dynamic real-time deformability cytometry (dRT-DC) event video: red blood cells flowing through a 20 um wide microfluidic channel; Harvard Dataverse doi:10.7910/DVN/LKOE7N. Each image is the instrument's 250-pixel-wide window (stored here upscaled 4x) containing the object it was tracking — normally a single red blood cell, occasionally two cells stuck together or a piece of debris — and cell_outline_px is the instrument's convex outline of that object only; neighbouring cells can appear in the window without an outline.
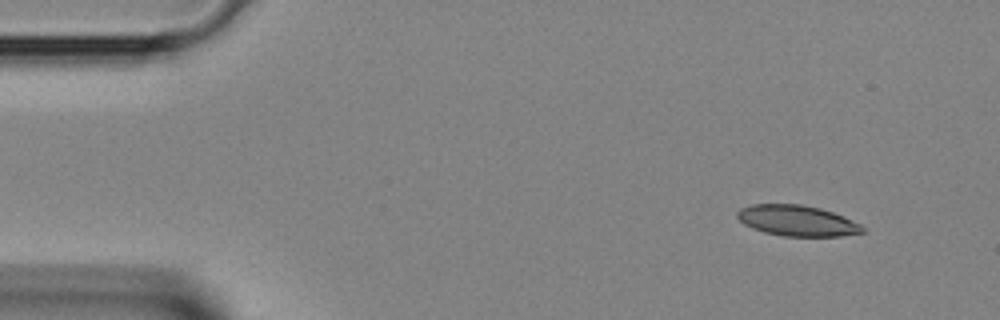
{"species": "Egyptian fruit bat (a non-hibernating species)", "species_latin": "Rousettus aegyptiacus", "temperature_condition": "room temperature", "stored_images_in_passage": 4, "segment_of_instrument_passage": [2, 2], "camera_frame_rate_fps": 3000, "um_per_image_px": 0.085, "animal": {"sex": "female"}, "frame": {"image": 1, "passage_image": 4, "time_ms": 1.0, "image_size_px": [1000, 320], "cell_outline_px": [[864, 232], [840, 236], [784, 236], [764, 232], [752, 228], [744, 224], [736, 216], [736, 212], [740, 208], [752, 204], [800, 204], [820, 208], [844, 216], [860, 224], [864, 228]], "centroid_in_image_um": [67.73, 18.75], "position_along_channel_um": 17.3, "area_um2": 22.43}}